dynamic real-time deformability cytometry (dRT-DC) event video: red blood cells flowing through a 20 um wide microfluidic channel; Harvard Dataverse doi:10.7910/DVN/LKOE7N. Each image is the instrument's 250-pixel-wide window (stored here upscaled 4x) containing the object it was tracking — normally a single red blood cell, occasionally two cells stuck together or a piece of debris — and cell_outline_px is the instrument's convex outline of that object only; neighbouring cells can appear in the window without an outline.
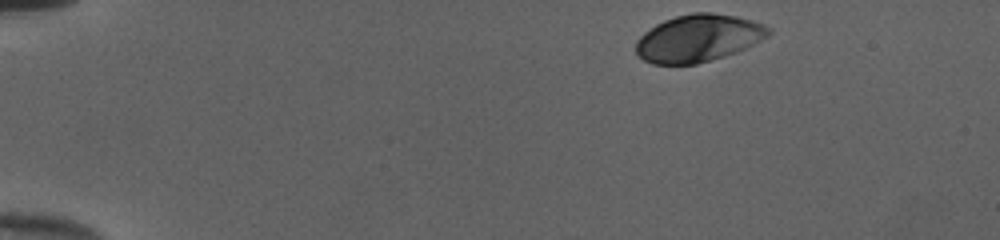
{"species": "human", "species_latin": "Homo sapiens", "temperature_condition": "cold", "stored_images_in_passage": 42, "camera_frame_rate_fps": 3000, "um_per_image_px": 0.085, "donor": {"sex": "female"}, "frame": {"image": 1, "passage_image": 1, "time_ms": 0.0, "image_size_px": [1000, 240], "cell_outline_px": [[772, 32], [768, 36], [736, 52], [724, 56], [696, 64], [652, 64], [644, 60], [636, 52], [636, 40], [644, 32], [656, 24], [664, 20], [676, 16], [692, 12], [712, 12], [736, 16], [752, 20], [764, 24], [772, 28]], "centroid_in_image_um": [59.36, 3.23], "position_along_channel_um": 25.6, "area_um2": 36.53}}
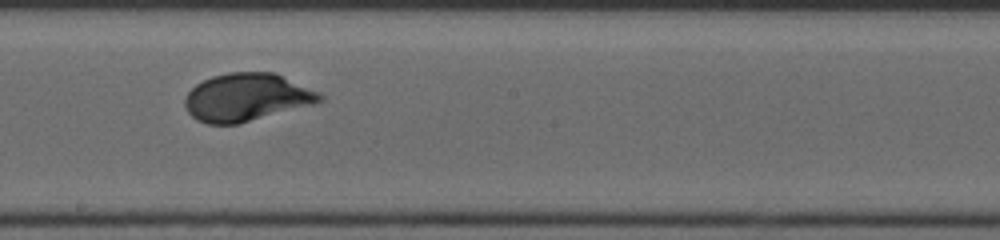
{"frame": {"image": 2, "passage_image": 24, "time_ms": 7.667, "image_size_px": [1000, 240], "cell_outline_px": [[324, 100], [312, 104], [236, 124], [208, 124], [196, 120], [188, 112], [184, 104], [184, 100], [188, 92], [196, 84], [212, 76], [228, 72], [276, 72], [320, 92], [324, 96]], "centroid_in_image_um": [20.96, 8.25], "position_along_channel_um": 227.2, "area_um2": 37.51}}
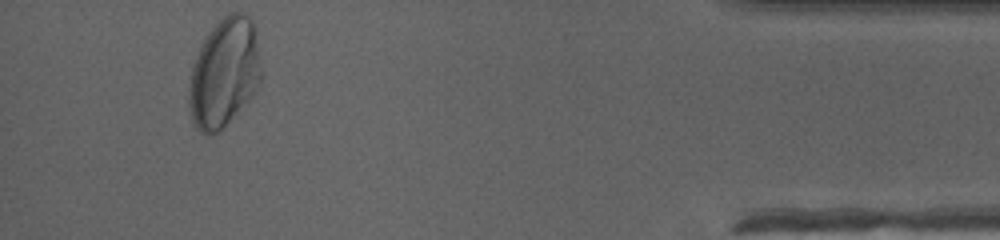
{"frame": {"image": 3, "passage_image": 42, "time_ms": 13.667, "image_size_px": [1000, 240], "cell_outline_px": [[264, 76], [252, 96], [212, 136], [204, 136], [192, 124], [188, 104], [188, 88], [192, 64], [204, 36], [228, 12], [240, 12], [248, 16], [252, 20], [256, 32], [264, 72]], "centroid_in_image_um": [19.06, 6.17], "position_along_channel_um": 416.1, "area_um2": 46.59}, "authors_computed_cell_mechanics": {"area_um2": 36.7319, "velocity_mm_per_s": 4.0078, "shape_relaxation_time_tau1_ms": 2.7158, "shape_relaxation_time_tau2_ms": null, "deformation_change_tau1": 0.1669, "deformation_change_tau2": null}}